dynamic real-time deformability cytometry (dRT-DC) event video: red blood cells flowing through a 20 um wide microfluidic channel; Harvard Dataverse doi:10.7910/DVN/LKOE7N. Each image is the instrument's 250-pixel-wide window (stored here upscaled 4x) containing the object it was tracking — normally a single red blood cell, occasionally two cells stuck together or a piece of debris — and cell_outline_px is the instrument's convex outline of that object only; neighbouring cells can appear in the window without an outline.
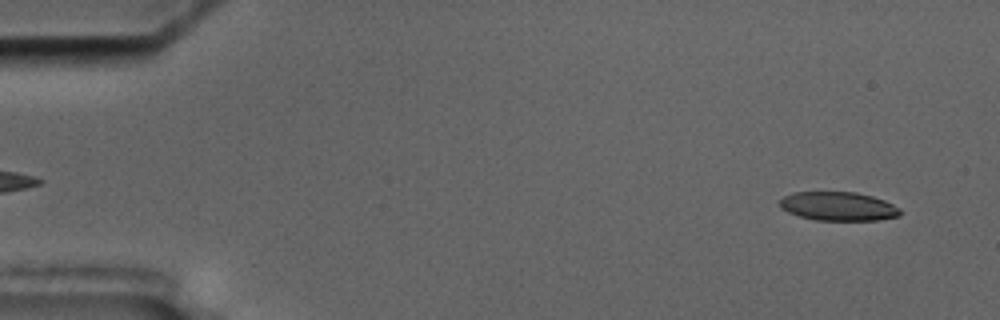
{"species": "common noctule bat (a hibernating species)", "species_latin": "Nyctalus noctula", "temperature_condition": "cold", "stored_images_in_passage": 5, "camera_frame_rate_fps": 3000, "um_per_image_px": 0.085, "animal": {"sex": "male", "body_mass_g": 17.5, "forearm_length_mm": 52.3}, "frame": {"image": 1, "passage_image": 5, "time_ms": 4.667, "image_size_px": [1000, 320], "cell_outline_px": [[900, 216], [876, 220], [816, 220], [800, 216], [788, 212], [780, 208], [780, 200], [784, 196], [792, 192], [856, 192], [872, 196], [884, 200], [900, 208]], "centroid_in_image_um": [71.25, 17.53], "position_along_channel_um": 13.8, "area_um2": 20.17}}